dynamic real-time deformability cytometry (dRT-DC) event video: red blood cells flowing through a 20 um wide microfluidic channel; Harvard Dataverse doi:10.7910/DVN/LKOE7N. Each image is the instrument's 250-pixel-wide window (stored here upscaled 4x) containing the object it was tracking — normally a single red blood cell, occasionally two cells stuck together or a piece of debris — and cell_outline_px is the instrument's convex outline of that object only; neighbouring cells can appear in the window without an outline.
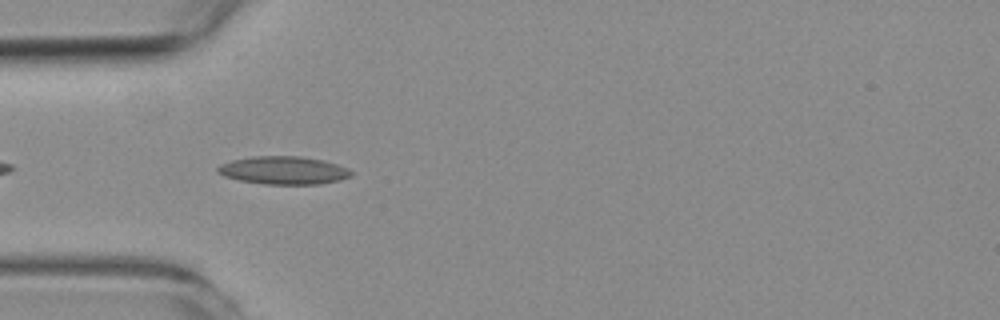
{"species": "common noctule bat (a hibernating species)", "species_latin": "Nyctalus noctula", "temperature_condition": "room temperature", "stored_images_in_passage": 6, "camera_frame_rate_fps": 3000, "um_per_image_px": 0.085, "animal": {"sex": "female", "body_mass_g": 19.3, "forearm_length_mm": 54.1}, "frame": {"image": 1, "passage_image": 3, "time_ms": 0.667, "image_size_px": [1000, 320], "cell_outline_px": [[352, 176], [340, 180], [320, 184], [264, 184], [240, 180], [224, 176], [216, 172], [216, 168], [220, 164], [232, 160], [252, 156], [300, 156], [324, 160], [348, 168], [352, 172]], "centroid_in_image_um": [24.1, 14.47], "position_along_channel_um": 60.9, "area_um2": 21.85}}
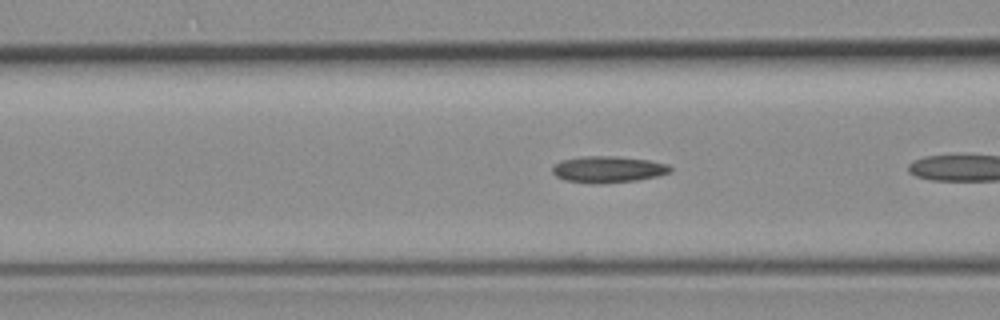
{"frame": {"image": 2, "passage_image": 5, "time_ms": 1.333, "image_size_px": [1000, 320], "cell_outline_px": [[672, 172], [656, 176], [636, 180], [600, 184], [592, 184], [564, 180], [556, 176], [552, 172], [552, 168], [560, 160], [584, 156], [616, 156], [648, 160], [668, 164], [672, 168]], "centroid_in_image_um": [51.67, 14.4], "position_along_channel_um": 114.9, "area_um2": 18.26}}